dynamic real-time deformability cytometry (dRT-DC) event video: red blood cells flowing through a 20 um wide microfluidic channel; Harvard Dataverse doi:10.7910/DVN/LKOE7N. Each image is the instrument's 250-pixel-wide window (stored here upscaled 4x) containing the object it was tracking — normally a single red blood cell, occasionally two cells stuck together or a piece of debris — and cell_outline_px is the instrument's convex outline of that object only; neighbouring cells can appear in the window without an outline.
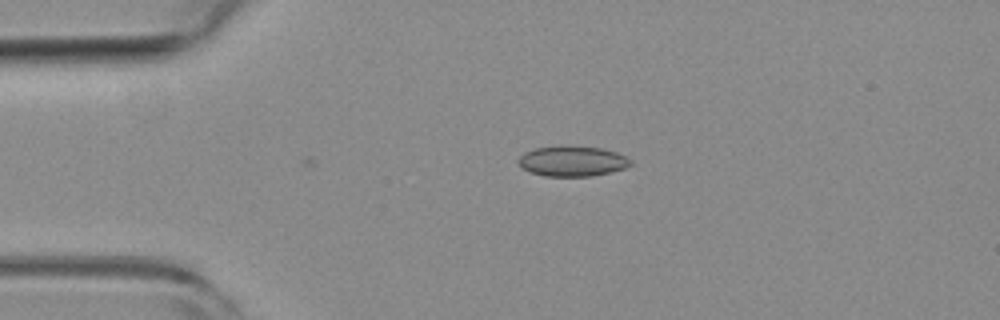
{"species": "common noctule bat (a hibernating species)", "species_latin": "Nyctalus noctula", "temperature_condition": "room temperature", "stored_images_in_passage": 44, "camera_frame_rate_fps": 3000, "um_per_image_px": 0.085, "animal": {"sex": "female", "body_mass_g": 19.3, "forearm_length_mm": 54.1}, "frame": {"image": 1, "passage_image": 1, "time_ms": 0.0, "image_size_px": [1000, 320], "cell_outline_px": [[632, 164], [624, 168], [612, 172], [592, 176], [544, 176], [532, 172], [524, 168], [516, 160], [524, 152], [536, 148], [564, 144], [568, 144], [604, 148], [616, 152], [632, 160]], "centroid_in_image_um": [48.67, 13.67], "position_along_channel_um": 36.3, "area_um2": 20.17}}
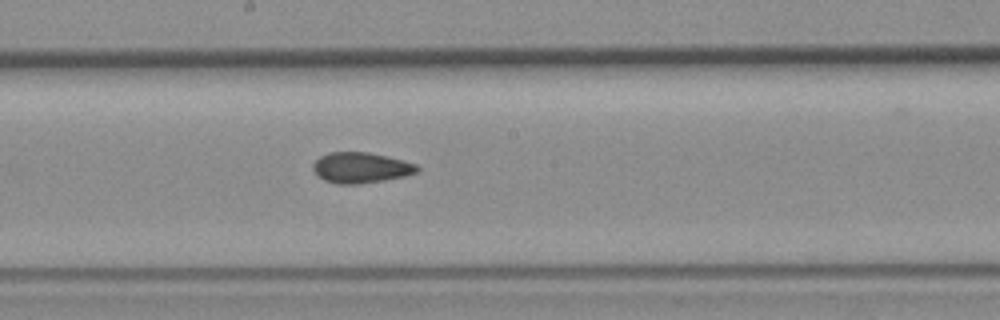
{"frame": {"image": 2, "passage_image": 18, "time_ms": 5.667, "image_size_px": [1000, 320], "cell_outline_px": [[420, 168], [416, 172], [404, 176], [384, 180], [360, 184], [336, 184], [324, 180], [316, 176], [312, 168], [312, 164], [320, 156], [328, 152], [368, 152], [388, 156], [404, 160], [416, 164]], "centroid_in_image_um": [30.64, 14.25], "position_along_channel_um": 217.6, "area_um2": 18.79}}
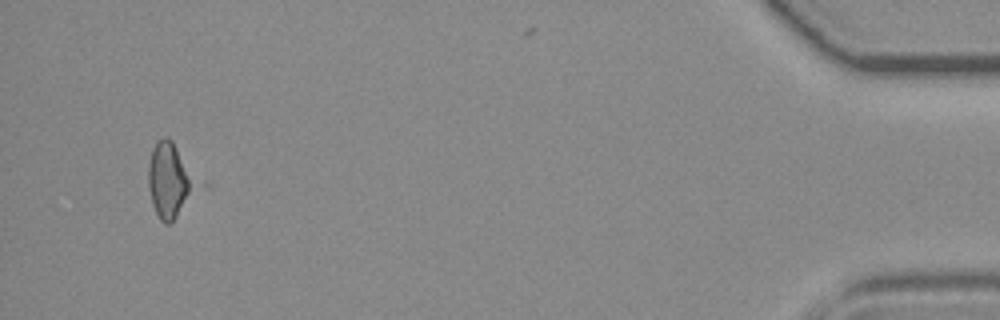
{"frame": {"image": 3, "passage_image": 41, "time_ms": 13.333, "image_size_px": [1000, 320], "cell_outline_px": [[196, 184], [176, 216], [168, 224], [164, 224], [160, 220], [152, 204], [148, 184], [148, 164], [152, 148], [156, 140], [164, 136], [168, 136], [172, 140]], "centroid_in_image_um": [14.29, 15.28], "position_along_channel_um": 420.9, "area_um2": 19.71}, "authors_computed_cell_mechanics": {"area_um2": 18.6116, "velocity_mm_per_s": 3.768, "shape_relaxation_time_tau1_ms": null, "shape_relaxation_time_tau2_ms": 3.1102, "deformation_change_tau1": null, "deformation_change_tau2": 0.071}}